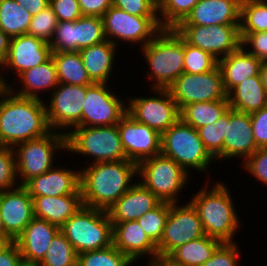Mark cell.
<instances>
[{
  "instance_id": "obj_1",
  "label": "cell",
  "mask_w": 267,
  "mask_h": 266,
  "mask_svg": "<svg viewBox=\"0 0 267 266\" xmlns=\"http://www.w3.org/2000/svg\"><path fill=\"white\" fill-rule=\"evenodd\" d=\"M52 130L46 114L45 100L14 94L8 87L0 93V146L44 137Z\"/></svg>"
},
{
  "instance_id": "obj_2",
  "label": "cell",
  "mask_w": 267,
  "mask_h": 266,
  "mask_svg": "<svg viewBox=\"0 0 267 266\" xmlns=\"http://www.w3.org/2000/svg\"><path fill=\"white\" fill-rule=\"evenodd\" d=\"M85 166L80 170V190L84 206L107 211L136 183L137 164L130 160Z\"/></svg>"
},
{
  "instance_id": "obj_3",
  "label": "cell",
  "mask_w": 267,
  "mask_h": 266,
  "mask_svg": "<svg viewBox=\"0 0 267 266\" xmlns=\"http://www.w3.org/2000/svg\"><path fill=\"white\" fill-rule=\"evenodd\" d=\"M206 181V185L194 193L190 200L197 210L204 232L222 243H235L233 237L239 232L241 222L230 188L223 181H217L211 188L209 179Z\"/></svg>"
},
{
  "instance_id": "obj_4",
  "label": "cell",
  "mask_w": 267,
  "mask_h": 266,
  "mask_svg": "<svg viewBox=\"0 0 267 266\" xmlns=\"http://www.w3.org/2000/svg\"><path fill=\"white\" fill-rule=\"evenodd\" d=\"M149 71L152 89H167L184 72V40L174 29H163L140 48Z\"/></svg>"
},
{
  "instance_id": "obj_5",
  "label": "cell",
  "mask_w": 267,
  "mask_h": 266,
  "mask_svg": "<svg viewBox=\"0 0 267 266\" xmlns=\"http://www.w3.org/2000/svg\"><path fill=\"white\" fill-rule=\"evenodd\" d=\"M60 231L77 254L112 245L113 224L105 210L83 205L60 227Z\"/></svg>"
},
{
  "instance_id": "obj_6",
  "label": "cell",
  "mask_w": 267,
  "mask_h": 266,
  "mask_svg": "<svg viewBox=\"0 0 267 266\" xmlns=\"http://www.w3.org/2000/svg\"><path fill=\"white\" fill-rule=\"evenodd\" d=\"M161 154L173 159L188 174L193 171L207 172L215 159L205 149L197 129L179 119L161 134ZM213 160V161H212Z\"/></svg>"
},
{
  "instance_id": "obj_7",
  "label": "cell",
  "mask_w": 267,
  "mask_h": 266,
  "mask_svg": "<svg viewBox=\"0 0 267 266\" xmlns=\"http://www.w3.org/2000/svg\"><path fill=\"white\" fill-rule=\"evenodd\" d=\"M66 151L92 158L88 164L128 160L117 125L74 127L66 135Z\"/></svg>"
},
{
  "instance_id": "obj_8",
  "label": "cell",
  "mask_w": 267,
  "mask_h": 266,
  "mask_svg": "<svg viewBox=\"0 0 267 266\" xmlns=\"http://www.w3.org/2000/svg\"><path fill=\"white\" fill-rule=\"evenodd\" d=\"M137 175L140 183L149 189L161 202H180L179 193L186 188L188 174L173 159L158 154L137 165Z\"/></svg>"
},
{
  "instance_id": "obj_9",
  "label": "cell",
  "mask_w": 267,
  "mask_h": 266,
  "mask_svg": "<svg viewBox=\"0 0 267 266\" xmlns=\"http://www.w3.org/2000/svg\"><path fill=\"white\" fill-rule=\"evenodd\" d=\"M13 151L17 178L20 179L18 182L24 185L31 178L54 167V160L57 159L55 154H58V151L66 152V135L52 130L44 137L17 144Z\"/></svg>"
},
{
  "instance_id": "obj_10",
  "label": "cell",
  "mask_w": 267,
  "mask_h": 266,
  "mask_svg": "<svg viewBox=\"0 0 267 266\" xmlns=\"http://www.w3.org/2000/svg\"><path fill=\"white\" fill-rule=\"evenodd\" d=\"M101 18L106 40L116 46L124 41L142 48L163 30L159 16H135L113 5Z\"/></svg>"
},
{
  "instance_id": "obj_11",
  "label": "cell",
  "mask_w": 267,
  "mask_h": 266,
  "mask_svg": "<svg viewBox=\"0 0 267 266\" xmlns=\"http://www.w3.org/2000/svg\"><path fill=\"white\" fill-rule=\"evenodd\" d=\"M173 29L186 43L218 61L241 47L240 25H177Z\"/></svg>"
},
{
  "instance_id": "obj_12",
  "label": "cell",
  "mask_w": 267,
  "mask_h": 266,
  "mask_svg": "<svg viewBox=\"0 0 267 266\" xmlns=\"http://www.w3.org/2000/svg\"><path fill=\"white\" fill-rule=\"evenodd\" d=\"M170 203L163 235L157 245L158 258L165 259L175 248L205 234L197 210L190 201L180 205Z\"/></svg>"
},
{
  "instance_id": "obj_13",
  "label": "cell",
  "mask_w": 267,
  "mask_h": 266,
  "mask_svg": "<svg viewBox=\"0 0 267 266\" xmlns=\"http://www.w3.org/2000/svg\"><path fill=\"white\" fill-rule=\"evenodd\" d=\"M108 86V83L86 85L81 120L75 127H101L120 122L127 113L126 102Z\"/></svg>"
},
{
  "instance_id": "obj_14",
  "label": "cell",
  "mask_w": 267,
  "mask_h": 266,
  "mask_svg": "<svg viewBox=\"0 0 267 266\" xmlns=\"http://www.w3.org/2000/svg\"><path fill=\"white\" fill-rule=\"evenodd\" d=\"M167 89L179 110L196 102L228 100L219 66L202 74L183 72Z\"/></svg>"
},
{
  "instance_id": "obj_15",
  "label": "cell",
  "mask_w": 267,
  "mask_h": 266,
  "mask_svg": "<svg viewBox=\"0 0 267 266\" xmlns=\"http://www.w3.org/2000/svg\"><path fill=\"white\" fill-rule=\"evenodd\" d=\"M154 96L130 97L127 113L160 134L180 119V110L168 89H152Z\"/></svg>"
},
{
  "instance_id": "obj_16",
  "label": "cell",
  "mask_w": 267,
  "mask_h": 266,
  "mask_svg": "<svg viewBox=\"0 0 267 266\" xmlns=\"http://www.w3.org/2000/svg\"><path fill=\"white\" fill-rule=\"evenodd\" d=\"M52 92L49 96L50 101L45 102L49 126L51 130H58L67 135L70 129L72 130L81 120L82 106L86 98V85L59 83Z\"/></svg>"
},
{
  "instance_id": "obj_17",
  "label": "cell",
  "mask_w": 267,
  "mask_h": 266,
  "mask_svg": "<svg viewBox=\"0 0 267 266\" xmlns=\"http://www.w3.org/2000/svg\"><path fill=\"white\" fill-rule=\"evenodd\" d=\"M122 148L137 165L161 153V134L126 113L117 124Z\"/></svg>"
},
{
  "instance_id": "obj_18",
  "label": "cell",
  "mask_w": 267,
  "mask_h": 266,
  "mask_svg": "<svg viewBox=\"0 0 267 266\" xmlns=\"http://www.w3.org/2000/svg\"><path fill=\"white\" fill-rule=\"evenodd\" d=\"M51 48L49 43L38 39L31 35H20L10 38L8 53L6 60L2 66V69L6 70L0 72V81L8 87L10 83H7L2 75L3 72L15 71V79L24 71L43 64L51 57ZM2 73V74H1Z\"/></svg>"
},
{
  "instance_id": "obj_19",
  "label": "cell",
  "mask_w": 267,
  "mask_h": 266,
  "mask_svg": "<svg viewBox=\"0 0 267 266\" xmlns=\"http://www.w3.org/2000/svg\"><path fill=\"white\" fill-rule=\"evenodd\" d=\"M0 215L5 234L14 241L34 218L33 198L23 185L0 191Z\"/></svg>"
},
{
  "instance_id": "obj_20",
  "label": "cell",
  "mask_w": 267,
  "mask_h": 266,
  "mask_svg": "<svg viewBox=\"0 0 267 266\" xmlns=\"http://www.w3.org/2000/svg\"><path fill=\"white\" fill-rule=\"evenodd\" d=\"M54 167L44 174L33 177L23 186L31 197L38 196H64L81 194L80 170L67 167Z\"/></svg>"
},
{
  "instance_id": "obj_21",
  "label": "cell",
  "mask_w": 267,
  "mask_h": 266,
  "mask_svg": "<svg viewBox=\"0 0 267 266\" xmlns=\"http://www.w3.org/2000/svg\"><path fill=\"white\" fill-rule=\"evenodd\" d=\"M59 231L58 226L34 217L14 240L22 255L23 263L38 265L45 257L52 239Z\"/></svg>"
},
{
  "instance_id": "obj_22",
  "label": "cell",
  "mask_w": 267,
  "mask_h": 266,
  "mask_svg": "<svg viewBox=\"0 0 267 266\" xmlns=\"http://www.w3.org/2000/svg\"><path fill=\"white\" fill-rule=\"evenodd\" d=\"M112 224V244L134 263L146 256L149 257L147 260L158 258L157 245L149 238L137 220Z\"/></svg>"
},
{
  "instance_id": "obj_23",
  "label": "cell",
  "mask_w": 267,
  "mask_h": 266,
  "mask_svg": "<svg viewBox=\"0 0 267 266\" xmlns=\"http://www.w3.org/2000/svg\"><path fill=\"white\" fill-rule=\"evenodd\" d=\"M258 150L255 144L250 114L230 108V119L226 122L224 139V160L243 159Z\"/></svg>"
},
{
  "instance_id": "obj_24",
  "label": "cell",
  "mask_w": 267,
  "mask_h": 266,
  "mask_svg": "<svg viewBox=\"0 0 267 266\" xmlns=\"http://www.w3.org/2000/svg\"><path fill=\"white\" fill-rule=\"evenodd\" d=\"M242 0H199L178 25H240Z\"/></svg>"
},
{
  "instance_id": "obj_25",
  "label": "cell",
  "mask_w": 267,
  "mask_h": 266,
  "mask_svg": "<svg viewBox=\"0 0 267 266\" xmlns=\"http://www.w3.org/2000/svg\"><path fill=\"white\" fill-rule=\"evenodd\" d=\"M161 201L138 180L109 210L112 223H123L140 218L155 208Z\"/></svg>"
},
{
  "instance_id": "obj_26",
  "label": "cell",
  "mask_w": 267,
  "mask_h": 266,
  "mask_svg": "<svg viewBox=\"0 0 267 266\" xmlns=\"http://www.w3.org/2000/svg\"><path fill=\"white\" fill-rule=\"evenodd\" d=\"M19 80V82H18ZM17 83H22L20 90L14 87L15 85L9 84L8 88L19 96L44 99L41 92L50 90V93L59 85L55 63L50 57L43 64L37 65L28 69L18 76Z\"/></svg>"
},
{
  "instance_id": "obj_27",
  "label": "cell",
  "mask_w": 267,
  "mask_h": 266,
  "mask_svg": "<svg viewBox=\"0 0 267 266\" xmlns=\"http://www.w3.org/2000/svg\"><path fill=\"white\" fill-rule=\"evenodd\" d=\"M262 61L248 53L242 46L218 61L222 73L223 87L228 94L245 79L260 73Z\"/></svg>"
},
{
  "instance_id": "obj_28",
  "label": "cell",
  "mask_w": 267,
  "mask_h": 266,
  "mask_svg": "<svg viewBox=\"0 0 267 266\" xmlns=\"http://www.w3.org/2000/svg\"><path fill=\"white\" fill-rule=\"evenodd\" d=\"M117 47L105 40L79 51L84 68L93 83H109L115 66Z\"/></svg>"
},
{
  "instance_id": "obj_29",
  "label": "cell",
  "mask_w": 267,
  "mask_h": 266,
  "mask_svg": "<svg viewBox=\"0 0 267 266\" xmlns=\"http://www.w3.org/2000/svg\"><path fill=\"white\" fill-rule=\"evenodd\" d=\"M32 198L34 217L44 219L59 228L83 206L81 194Z\"/></svg>"
},
{
  "instance_id": "obj_30",
  "label": "cell",
  "mask_w": 267,
  "mask_h": 266,
  "mask_svg": "<svg viewBox=\"0 0 267 266\" xmlns=\"http://www.w3.org/2000/svg\"><path fill=\"white\" fill-rule=\"evenodd\" d=\"M231 109L251 114L267 107V92L260 73L243 80L227 94Z\"/></svg>"
},
{
  "instance_id": "obj_31",
  "label": "cell",
  "mask_w": 267,
  "mask_h": 266,
  "mask_svg": "<svg viewBox=\"0 0 267 266\" xmlns=\"http://www.w3.org/2000/svg\"><path fill=\"white\" fill-rule=\"evenodd\" d=\"M221 244L218 239L204 235L175 248L165 259L174 266H201Z\"/></svg>"
},
{
  "instance_id": "obj_32",
  "label": "cell",
  "mask_w": 267,
  "mask_h": 266,
  "mask_svg": "<svg viewBox=\"0 0 267 266\" xmlns=\"http://www.w3.org/2000/svg\"><path fill=\"white\" fill-rule=\"evenodd\" d=\"M51 57L56 66L59 83L78 86L93 84L84 68L79 51L52 52Z\"/></svg>"
},
{
  "instance_id": "obj_33",
  "label": "cell",
  "mask_w": 267,
  "mask_h": 266,
  "mask_svg": "<svg viewBox=\"0 0 267 266\" xmlns=\"http://www.w3.org/2000/svg\"><path fill=\"white\" fill-rule=\"evenodd\" d=\"M229 108L228 100L196 102L180 110V119L198 129L207 124H214Z\"/></svg>"
},
{
  "instance_id": "obj_34",
  "label": "cell",
  "mask_w": 267,
  "mask_h": 266,
  "mask_svg": "<svg viewBox=\"0 0 267 266\" xmlns=\"http://www.w3.org/2000/svg\"><path fill=\"white\" fill-rule=\"evenodd\" d=\"M30 12L15 0H0V29L10 38L27 34Z\"/></svg>"
},
{
  "instance_id": "obj_35",
  "label": "cell",
  "mask_w": 267,
  "mask_h": 266,
  "mask_svg": "<svg viewBox=\"0 0 267 266\" xmlns=\"http://www.w3.org/2000/svg\"><path fill=\"white\" fill-rule=\"evenodd\" d=\"M229 119L230 108L214 124H207L197 129L205 149L215 161L224 160L225 130Z\"/></svg>"
},
{
  "instance_id": "obj_36",
  "label": "cell",
  "mask_w": 267,
  "mask_h": 266,
  "mask_svg": "<svg viewBox=\"0 0 267 266\" xmlns=\"http://www.w3.org/2000/svg\"><path fill=\"white\" fill-rule=\"evenodd\" d=\"M267 31V0H242L240 32Z\"/></svg>"
},
{
  "instance_id": "obj_37",
  "label": "cell",
  "mask_w": 267,
  "mask_h": 266,
  "mask_svg": "<svg viewBox=\"0 0 267 266\" xmlns=\"http://www.w3.org/2000/svg\"><path fill=\"white\" fill-rule=\"evenodd\" d=\"M78 254L59 231L50 243L45 257L37 266H77Z\"/></svg>"
},
{
  "instance_id": "obj_38",
  "label": "cell",
  "mask_w": 267,
  "mask_h": 266,
  "mask_svg": "<svg viewBox=\"0 0 267 266\" xmlns=\"http://www.w3.org/2000/svg\"><path fill=\"white\" fill-rule=\"evenodd\" d=\"M199 0H159L158 16L163 29H173L186 19Z\"/></svg>"
},
{
  "instance_id": "obj_39",
  "label": "cell",
  "mask_w": 267,
  "mask_h": 266,
  "mask_svg": "<svg viewBox=\"0 0 267 266\" xmlns=\"http://www.w3.org/2000/svg\"><path fill=\"white\" fill-rule=\"evenodd\" d=\"M134 262L113 244L101 250L78 254L77 266H132Z\"/></svg>"
},
{
  "instance_id": "obj_40",
  "label": "cell",
  "mask_w": 267,
  "mask_h": 266,
  "mask_svg": "<svg viewBox=\"0 0 267 266\" xmlns=\"http://www.w3.org/2000/svg\"><path fill=\"white\" fill-rule=\"evenodd\" d=\"M77 52L106 40L103 21L97 16H81L76 20Z\"/></svg>"
},
{
  "instance_id": "obj_41",
  "label": "cell",
  "mask_w": 267,
  "mask_h": 266,
  "mask_svg": "<svg viewBox=\"0 0 267 266\" xmlns=\"http://www.w3.org/2000/svg\"><path fill=\"white\" fill-rule=\"evenodd\" d=\"M170 210V203L160 202L155 208L143 214L137 222L149 238L158 245L163 235L165 221Z\"/></svg>"
},
{
  "instance_id": "obj_42",
  "label": "cell",
  "mask_w": 267,
  "mask_h": 266,
  "mask_svg": "<svg viewBox=\"0 0 267 266\" xmlns=\"http://www.w3.org/2000/svg\"><path fill=\"white\" fill-rule=\"evenodd\" d=\"M217 66L218 60L211 54L184 41V73L202 74Z\"/></svg>"
},
{
  "instance_id": "obj_43",
  "label": "cell",
  "mask_w": 267,
  "mask_h": 266,
  "mask_svg": "<svg viewBox=\"0 0 267 266\" xmlns=\"http://www.w3.org/2000/svg\"><path fill=\"white\" fill-rule=\"evenodd\" d=\"M57 24V16L49 5L35 16H32L27 35L37 37L46 43H50Z\"/></svg>"
},
{
  "instance_id": "obj_44",
  "label": "cell",
  "mask_w": 267,
  "mask_h": 266,
  "mask_svg": "<svg viewBox=\"0 0 267 266\" xmlns=\"http://www.w3.org/2000/svg\"><path fill=\"white\" fill-rule=\"evenodd\" d=\"M51 52H77L75 21H58L49 43Z\"/></svg>"
},
{
  "instance_id": "obj_45",
  "label": "cell",
  "mask_w": 267,
  "mask_h": 266,
  "mask_svg": "<svg viewBox=\"0 0 267 266\" xmlns=\"http://www.w3.org/2000/svg\"><path fill=\"white\" fill-rule=\"evenodd\" d=\"M12 147L0 146V191L19 186Z\"/></svg>"
},
{
  "instance_id": "obj_46",
  "label": "cell",
  "mask_w": 267,
  "mask_h": 266,
  "mask_svg": "<svg viewBox=\"0 0 267 266\" xmlns=\"http://www.w3.org/2000/svg\"><path fill=\"white\" fill-rule=\"evenodd\" d=\"M240 248L235 243H222L213 253L212 257L201 266H240Z\"/></svg>"
},
{
  "instance_id": "obj_47",
  "label": "cell",
  "mask_w": 267,
  "mask_h": 266,
  "mask_svg": "<svg viewBox=\"0 0 267 266\" xmlns=\"http://www.w3.org/2000/svg\"><path fill=\"white\" fill-rule=\"evenodd\" d=\"M112 5L135 16H158L157 0H112Z\"/></svg>"
},
{
  "instance_id": "obj_48",
  "label": "cell",
  "mask_w": 267,
  "mask_h": 266,
  "mask_svg": "<svg viewBox=\"0 0 267 266\" xmlns=\"http://www.w3.org/2000/svg\"><path fill=\"white\" fill-rule=\"evenodd\" d=\"M241 46L262 62L267 61V31L240 32ZM249 49H248V48Z\"/></svg>"
},
{
  "instance_id": "obj_49",
  "label": "cell",
  "mask_w": 267,
  "mask_h": 266,
  "mask_svg": "<svg viewBox=\"0 0 267 266\" xmlns=\"http://www.w3.org/2000/svg\"><path fill=\"white\" fill-rule=\"evenodd\" d=\"M242 166L245 172L267 186V147L259 148L242 163Z\"/></svg>"
},
{
  "instance_id": "obj_50",
  "label": "cell",
  "mask_w": 267,
  "mask_h": 266,
  "mask_svg": "<svg viewBox=\"0 0 267 266\" xmlns=\"http://www.w3.org/2000/svg\"><path fill=\"white\" fill-rule=\"evenodd\" d=\"M58 21H75L83 16L78 0H50Z\"/></svg>"
},
{
  "instance_id": "obj_51",
  "label": "cell",
  "mask_w": 267,
  "mask_h": 266,
  "mask_svg": "<svg viewBox=\"0 0 267 266\" xmlns=\"http://www.w3.org/2000/svg\"><path fill=\"white\" fill-rule=\"evenodd\" d=\"M256 146L267 147V107L250 114Z\"/></svg>"
},
{
  "instance_id": "obj_52",
  "label": "cell",
  "mask_w": 267,
  "mask_h": 266,
  "mask_svg": "<svg viewBox=\"0 0 267 266\" xmlns=\"http://www.w3.org/2000/svg\"><path fill=\"white\" fill-rule=\"evenodd\" d=\"M83 16L102 17L112 6V0H78Z\"/></svg>"
},
{
  "instance_id": "obj_53",
  "label": "cell",
  "mask_w": 267,
  "mask_h": 266,
  "mask_svg": "<svg viewBox=\"0 0 267 266\" xmlns=\"http://www.w3.org/2000/svg\"><path fill=\"white\" fill-rule=\"evenodd\" d=\"M23 259L20 254L18 245L12 241L1 253H0V266H22Z\"/></svg>"
},
{
  "instance_id": "obj_54",
  "label": "cell",
  "mask_w": 267,
  "mask_h": 266,
  "mask_svg": "<svg viewBox=\"0 0 267 266\" xmlns=\"http://www.w3.org/2000/svg\"><path fill=\"white\" fill-rule=\"evenodd\" d=\"M23 8L27 9L32 16L49 6L50 0H15Z\"/></svg>"
},
{
  "instance_id": "obj_55",
  "label": "cell",
  "mask_w": 267,
  "mask_h": 266,
  "mask_svg": "<svg viewBox=\"0 0 267 266\" xmlns=\"http://www.w3.org/2000/svg\"><path fill=\"white\" fill-rule=\"evenodd\" d=\"M10 37L0 29V69L2 68L8 53Z\"/></svg>"
},
{
  "instance_id": "obj_56",
  "label": "cell",
  "mask_w": 267,
  "mask_h": 266,
  "mask_svg": "<svg viewBox=\"0 0 267 266\" xmlns=\"http://www.w3.org/2000/svg\"><path fill=\"white\" fill-rule=\"evenodd\" d=\"M260 76L264 89L267 92V61H263L260 66Z\"/></svg>"
},
{
  "instance_id": "obj_57",
  "label": "cell",
  "mask_w": 267,
  "mask_h": 266,
  "mask_svg": "<svg viewBox=\"0 0 267 266\" xmlns=\"http://www.w3.org/2000/svg\"><path fill=\"white\" fill-rule=\"evenodd\" d=\"M147 266H174V265L170 264L166 259L157 258L148 260Z\"/></svg>"
},
{
  "instance_id": "obj_58",
  "label": "cell",
  "mask_w": 267,
  "mask_h": 266,
  "mask_svg": "<svg viewBox=\"0 0 267 266\" xmlns=\"http://www.w3.org/2000/svg\"><path fill=\"white\" fill-rule=\"evenodd\" d=\"M12 242L10 238H0V253Z\"/></svg>"
},
{
  "instance_id": "obj_59",
  "label": "cell",
  "mask_w": 267,
  "mask_h": 266,
  "mask_svg": "<svg viewBox=\"0 0 267 266\" xmlns=\"http://www.w3.org/2000/svg\"><path fill=\"white\" fill-rule=\"evenodd\" d=\"M0 238H9L4 232L1 215H0Z\"/></svg>"
},
{
  "instance_id": "obj_60",
  "label": "cell",
  "mask_w": 267,
  "mask_h": 266,
  "mask_svg": "<svg viewBox=\"0 0 267 266\" xmlns=\"http://www.w3.org/2000/svg\"><path fill=\"white\" fill-rule=\"evenodd\" d=\"M5 88V86L1 83L0 81V93L2 92V90Z\"/></svg>"
},
{
  "instance_id": "obj_61",
  "label": "cell",
  "mask_w": 267,
  "mask_h": 266,
  "mask_svg": "<svg viewBox=\"0 0 267 266\" xmlns=\"http://www.w3.org/2000/svg\"><path fill=\"white\" fill-rule=\"evenodd\" d=\"M22 266H37V265H27V264H23Z\"/></svg>"
}]
</instances>
